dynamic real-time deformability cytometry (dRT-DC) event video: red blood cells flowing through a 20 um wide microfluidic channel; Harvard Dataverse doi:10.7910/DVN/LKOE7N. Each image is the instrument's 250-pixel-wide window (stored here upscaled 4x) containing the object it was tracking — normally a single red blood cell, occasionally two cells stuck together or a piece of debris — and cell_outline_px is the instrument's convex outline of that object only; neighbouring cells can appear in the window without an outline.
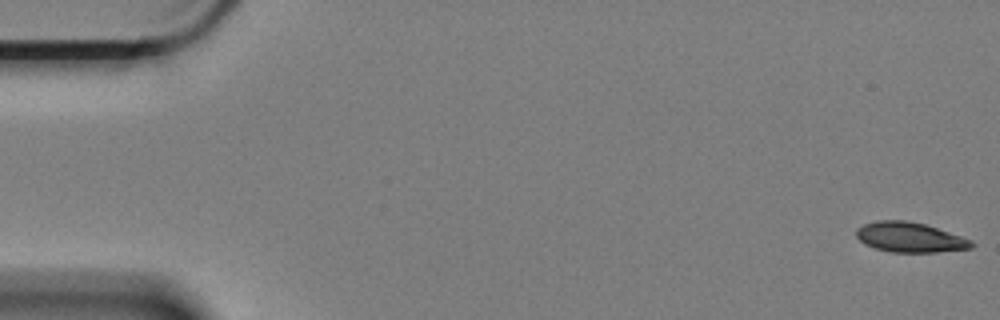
{"species": "Egyptian fruit bat (a non-hibernating species)", "species_latin": "Rousettus aegyptiacus", "temperature_condition": "cold", "stored_images_in_passage": 13, "camera_frame_rate_fps": 3000, "um_per_image_px": 0.085, "animal": {"sex": "female"}, "frame": {"image": 1, "passage_image": 1, "time_ms": 0.0, "image_size_px": [1000, 320], "cell_outline_px": [[976, 244], [972, 248], [936, 252], [892, 252], [876, 248], [864, 244], [856, 236], [856, 228], [864, 224], [876, 220], [904, 220], [924, 224], [972, 240]], "centroid_in_image_um": [77.32, 20.17], "position_along_channel_um": 7.7, "area_um2": 20.0}}